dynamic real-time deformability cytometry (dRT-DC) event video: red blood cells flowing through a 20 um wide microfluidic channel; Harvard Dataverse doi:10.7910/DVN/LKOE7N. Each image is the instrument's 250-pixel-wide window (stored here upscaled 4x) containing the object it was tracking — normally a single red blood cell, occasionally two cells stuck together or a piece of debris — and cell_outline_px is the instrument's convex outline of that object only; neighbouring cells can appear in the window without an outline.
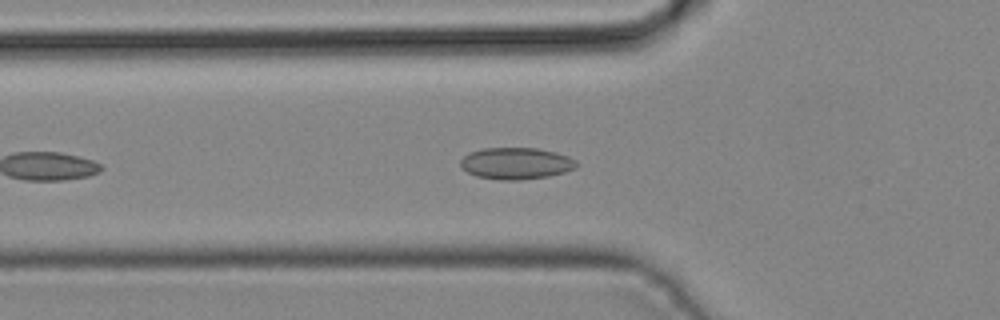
{"species": "common noctule bat (a hibernating species)", "species_latin": "Nyctalus noctula", "temperature_condition": "cold", "stored_images_in_passage": 14, "camera_frame_rate_fps": 3000, "um_per_image_px": 0.085, "animal": {"sex": "male", "body_mass_g": 19.2, "forearm_length_mm": 51.8}, "frame": {"image": 1, "passage_image": 7, "time_ms": 2.0, "image_size_px": [1000, 320], "cell_outline_px": [[580, 164], [576, 168], [564, 172], [548, 176], [520, 180], [500, 180], [476, 176], [468, 172], [460, 164], [460, 160], [464, 156], [472, 152], [484, 148], [536, 148], [556, 152], [568, 156], [576, 160]], "centroid_in_image_um": [43.91, 13.89], "position_along_channel_um": 81.9, "area_um2": 21.39}}
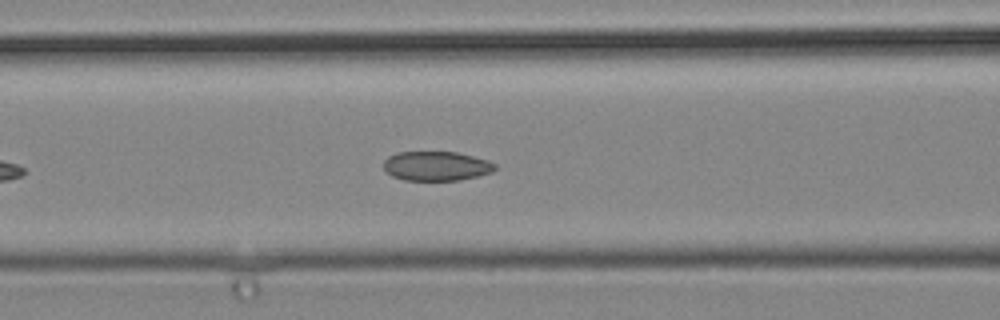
{"frame": {"image": 2, "passage_image": 10, "time_ms": 3.0, "image_size_px": [1000, 320], "cell_outline_px": [[496, 168], [492, 172], [460, 180], [404, 180], [392, 176], [384, 168], [384, 160], [388, 156], [396, 152], [456, 152], [488, 160], [496, 164]], "centroid_in_image_um": [37.08, 14.11], "position_along_channel_um": 129.5, "area_um2": 19.02}}